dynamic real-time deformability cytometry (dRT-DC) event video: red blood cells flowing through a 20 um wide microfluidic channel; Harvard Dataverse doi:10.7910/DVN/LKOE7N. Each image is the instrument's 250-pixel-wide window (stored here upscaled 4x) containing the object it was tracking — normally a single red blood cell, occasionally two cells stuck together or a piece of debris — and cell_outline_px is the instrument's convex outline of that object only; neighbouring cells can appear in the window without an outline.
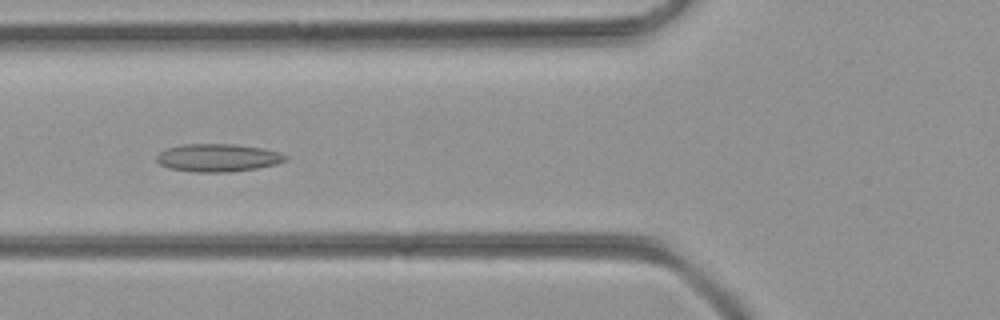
{"species": "common noctule bat (a hibernating species)", "species_latin": "Nyctalus noctula", "temperature_condition": "room temperature", "stored_images_in_passage": 51, "camera_frame_rate_fps": 3000, "um_per_image_px": 0.085, "animal": {"sex": "female", "body_mass_g": 21.9}, "frame": {"image": 1, "passage_image": 19, "time_ms": 6.0, "image_size_px": [1000, 320], "cell_outline_px": [[288, 160], [276, 164], [256, 168], [232, 172], [192, 172], [168, 168], [160, 164], [156, 160], [156, 156], [164, 148], [180, 144], [236, 144], [264, 148], [280, 152], [288, 156]], "centroid_in_image_um": [18.51, 13.4], "position_along_channel_um": 107.3, "area_um2": 21.27}}
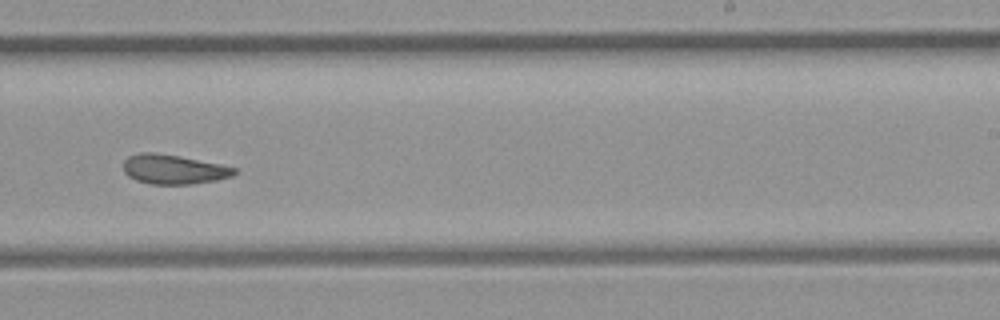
{"frame": {"image": 2, "passage_image": 31, "time_ms": 10.0, "image_size_px": [1000, 320], "cell_outline_px": [[236, 172], [232, 176], [216, 180], [192, 184], [148, 184], [136, 180], [128, 176], [124, 172], [124, 160], [128, 156], [140, 152], [156, 152], [180, 156], [220, 164], [236, 168]], "centroid_in_image_um": [14.73, 14.39], "position_along_channel_um": 274.3, "area_um2": 19.13}}
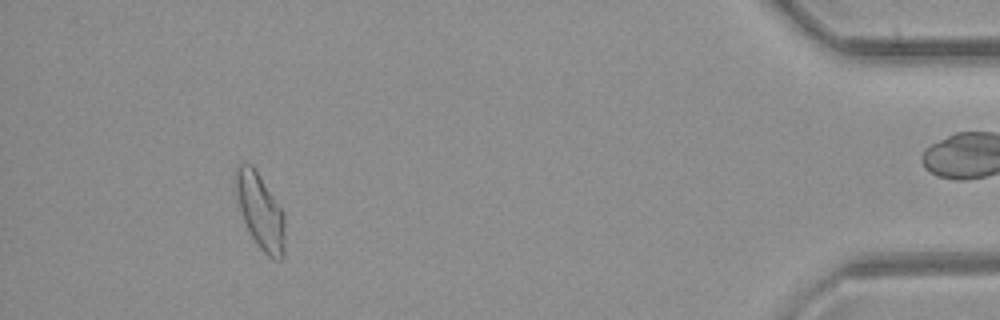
{"frame": {"image": 3, "passage_image": 46, "time_ms": 15.0, "image_size_px": [1000, 320], "cell_outline_px": [[284, 256], [280, 260], [268, 256], [256, 244], [240, 212], [236, 192], [236, 168], [240, 164], [252, 164], [284, 212]], "centroid_in_image_um": [22.14, 17.97], "position_along_channel_um": 413.1, "area_um2": 21.21}}